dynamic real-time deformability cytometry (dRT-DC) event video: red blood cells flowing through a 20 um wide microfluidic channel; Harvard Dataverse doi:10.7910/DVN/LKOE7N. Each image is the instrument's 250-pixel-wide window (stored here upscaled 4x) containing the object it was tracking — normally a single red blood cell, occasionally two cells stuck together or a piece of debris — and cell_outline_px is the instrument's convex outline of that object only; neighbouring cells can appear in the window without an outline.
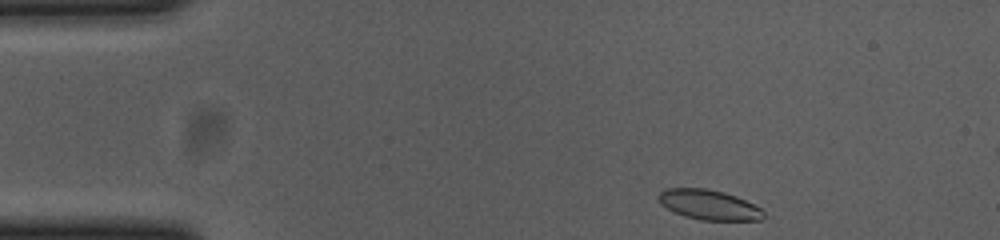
{"species": "common noctule bat (a hibernating species)", "species_latin": "Nyctalus noctula", "temperature_condition": "cold", "stored_images_in_passage": 49, "camera_frame_rate_fps": 3000, "um_per_image_px": 0.085, "animal": {"sex": "female", "body_mass_g": 23.0, "forearm_length_mm": 53.4}, "frame": {"image": 1, "passage_image": 1, "time_ms": 0.0, "image_size_px": [1000, 240], "cell_outline_px": [[764, 216], [760, 220], [700, 220], [684, 216], [660, 204], [656, 196], [660, 192], [668, 188], [708, 188], [724, 192], [736, 196], [760, 208], [764, 212]], "centroid_in_image_um": [60.23, 17.4], "position_along_channel_um": 24.8, "area_um2": 18.26}}
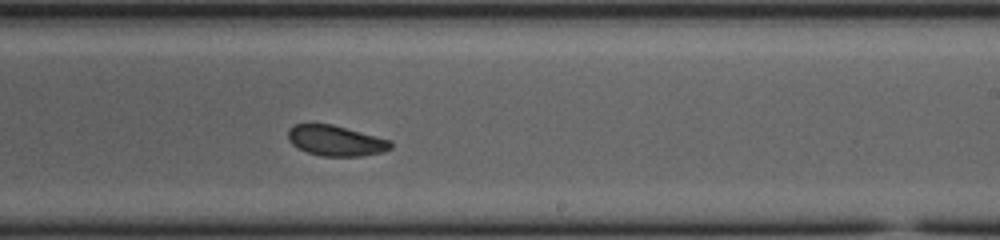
{"frame": {"image": 2, "passage_image": 26, "time_ms": 8.333, "image_size_px": [1000, 240], "cell_outline_px": [[392, 148], [384, 152], [360, 156], [320, 156], [296, 148], [288, 140], [288, 128], [292, 124], [332, 124], [392, 140]], "centroid_in_image_um": [28.54, 11.96], "position_along_channel_um": 260.5, "area_um2": 18.44}}
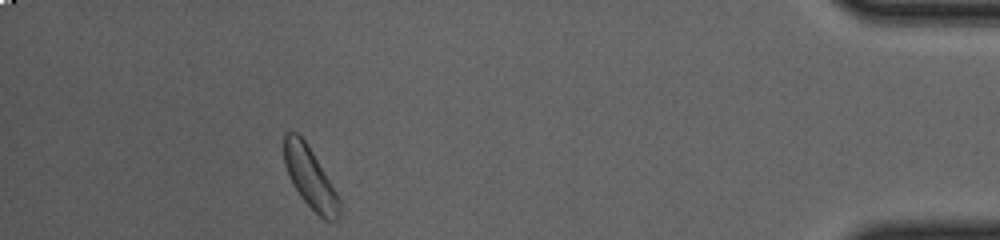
{"frame": {"image": 3, "passage_image": 43, "time_ms": 14.0, "image_size_px": [1000, 240], "cell_outline_px": [[340, 216], [336, 220], [324, 220], [300, 196], [292, 184], [288, 176], [284, 164], [284, 132], [296, 132], [304, 140], [312, 152], [336, 192], [340, 200]], "centroid_in_image_um": [26.34, 15.11], "position_along_channel_um": 408.9, "area_um2": 19.31}, "authors_computed_cell_mechanics": {"area_um2": 19.1318, "velocity_mm_per_s": 3.66, "shape_relaxation_time_tau1_ms": 1.834, "shape_relaxation_time_tau2_ms": null, "deformation_change_tau1": 0.0856, "deformation_change_tau2": null}}